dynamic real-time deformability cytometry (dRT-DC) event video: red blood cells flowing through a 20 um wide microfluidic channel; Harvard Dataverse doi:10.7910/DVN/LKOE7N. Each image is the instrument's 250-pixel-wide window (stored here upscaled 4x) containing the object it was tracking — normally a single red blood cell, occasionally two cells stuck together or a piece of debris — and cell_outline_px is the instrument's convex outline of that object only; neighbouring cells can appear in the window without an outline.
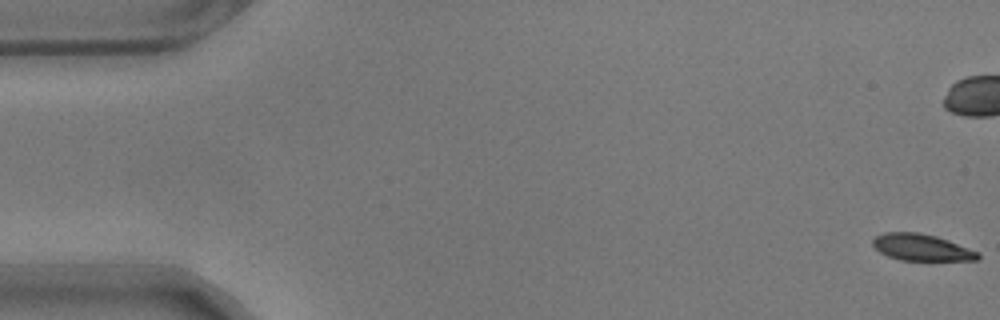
{"species": "common noctule bat (a hibernating species)", "species_latin": "Nyctalus noctula", "temperature_condition": "warm", "stored_images_in_passage": 59, "camera_frame_rate_fps": 3000, "um_per_image_px": 0.085, "animal": {"sex": "male", "body_mass_g": 17.9}, "frame": {"image": 1, "passage_image": 1, "time_ms": 0.0, "image_size_px": [1000, 320], "cell_outline_px": [[980, 260], [900, 260], [888, 256], [880, 252], [872, 244], [872, 240], [876, 236], [884, 232], [920, 232], [936, 236], [948, 240], [980, 252]], "centroid_in_image_um": [78.35, 21.02], "position_along_channel_um": 6.7, "area_um2": 16.36}}
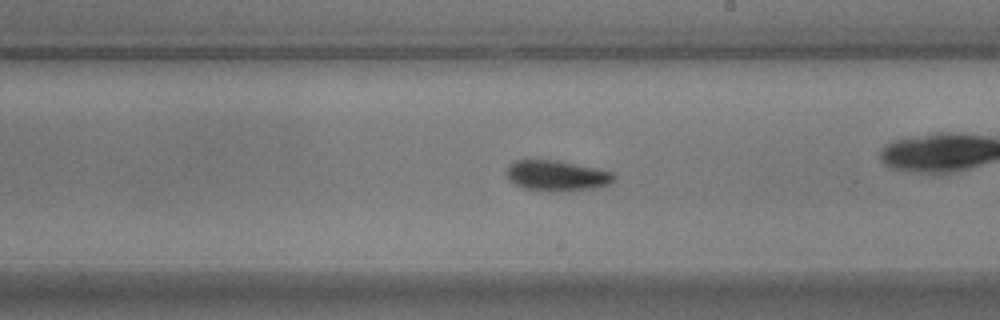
{"frame": {"image": 2, "passage_image": 33, "time_ms": 10.667, "image_size_px": [1000, 320], "cell_outline_px": [[616, 180], [608, 184], [596, 188], [560, 192], [548, 192], [524, 188], [508, 180], [504, 172], [512, 160], [560, 160], [596, 168], [612, 172], [616, 176]], "centroid_in_image_um": [47.3, 14.93], "position_along_channel_um": 241.7, "area_um2": 19.59}}
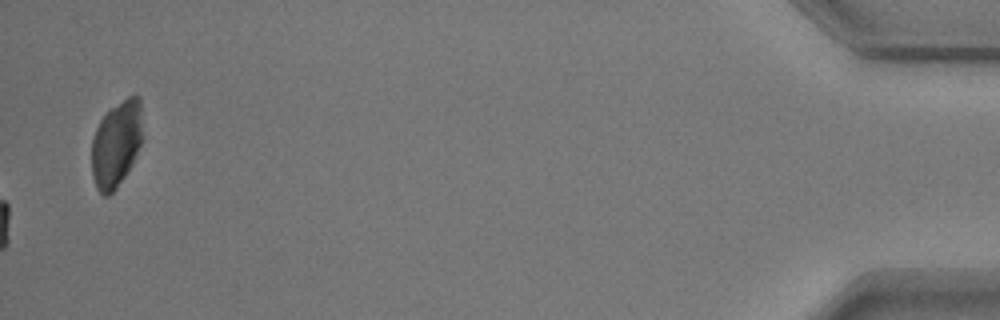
{"frame": {"image": 3, "passage_image": 59, "time_ms": 19.333, "image_size_px": [1000, 320], "cell_outline_px": [[140, 144], [132, 164], [116, 188], [108, 196], [104, 196], [96, 188], [92, 176], [92, 140], [96, 128], [100, 120], [112, 108], [128, 96], [140, 96]], "centroid_in_image_um": [9.85, 12.27], "position_along_channel_um": 425.4, "area_um2": 24.91}, "authors_computed_cell_mechanics": {"area_um2": 18.3226, "velocity_mm_per_s": 3.5202, "shape_relaxation_time_tau1_ms": 2.8563, "shape_relaxation_time_tau2_ms": 4.1692, "deformation_change_tau1": 0.1283, "deformation_change_tau2": 0.0732}}